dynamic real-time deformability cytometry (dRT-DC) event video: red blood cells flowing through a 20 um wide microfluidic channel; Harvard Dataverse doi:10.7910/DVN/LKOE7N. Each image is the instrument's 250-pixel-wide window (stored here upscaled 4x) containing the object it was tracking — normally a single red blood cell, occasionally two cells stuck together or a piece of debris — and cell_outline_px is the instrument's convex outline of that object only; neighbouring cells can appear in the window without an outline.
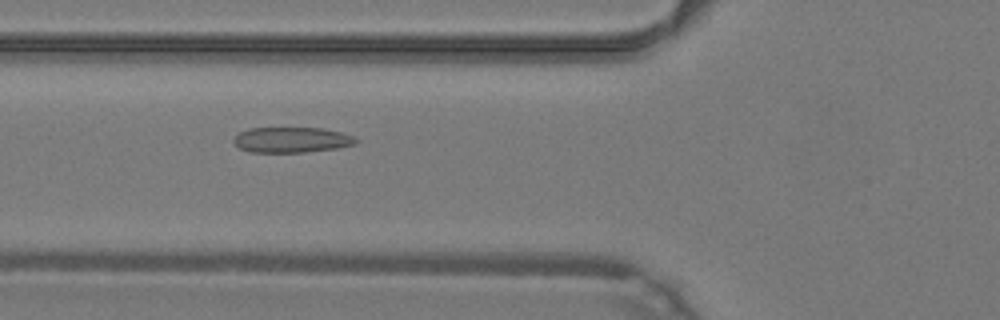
{"species": "common noctule bat (a hibernating species)", "species_latin": "Nyctalus noctula", "temperature_condition": "warm", "stored_images_in_passage": 27, "camera_frame_rate_fps": 3000, "um_per_image_px": 0.085, "animal": {"sex": "male", "body_mass_g": 19.2, "forearm_length_mm": 51.8}, "frame": {"image": 1, "passage_image": 4, "time_ms": 1.0, "image_size_px": [1000, 320], "cell_outline_px": [[360, 140], [356, 144], [336, 148], [304, 152], [252, 152], [240, 148], [232, 140], [240, 132], [248, 128], [324, 128], [340, 132], [352, 136]], "centroid_in_image_um": [24.81, 11.88], "position_along_channel_um": 101.0, "area_um2": 18.03}}
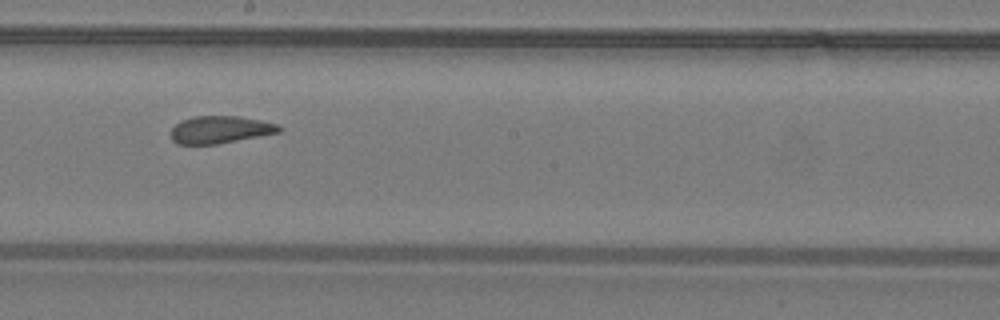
{"frame": {"image": 2, "passage_image": 13, "time_ms": 4.0, "image_size_px": [1000, 320], "cell_outline_px": [[284, 128], [280, 132], [216, 144], [176, 144], [172, 140], [172, 128], [180, 120], [196, 116], [240, 116], [260, 120], [276, 124]], "centroid_in_image_um": [18.71, 11.01], "position_along_channel_um": 229.5, "area_um2": 17.17}}
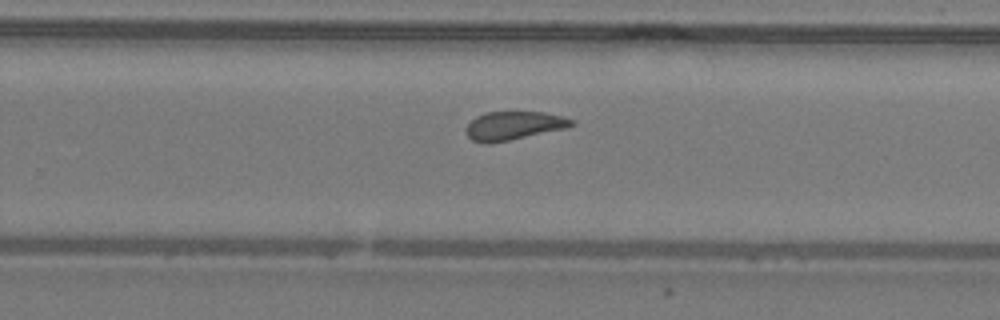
{"frame": {"image": 3, "passage_image": 17, "time_ms": 5.333, "image_size_px": [1000, 320], "cell_outline_px": [[576, 124], [568, 128], [508, 140], [472, 140], [468, 136], [464, 128], [476, 116], [484, 112], [544, 112], [564, 116], [572, 120]], "centroid_in_image_um": [43.73, 10.63], "position_along_channel_um": 286.1, "area_um2": 17.05}, "authors_computed_cell_mechanics": {"area_um2": 18.0336, "velocity_mm_per_s": 4.2712, "shape_relaxation_time_tau1_ms": null, "shape_relaxation_time_tau2_ms": 1.2138, "deformation_change_tau1": null, "deformation_change_tau2": 0.0754}}